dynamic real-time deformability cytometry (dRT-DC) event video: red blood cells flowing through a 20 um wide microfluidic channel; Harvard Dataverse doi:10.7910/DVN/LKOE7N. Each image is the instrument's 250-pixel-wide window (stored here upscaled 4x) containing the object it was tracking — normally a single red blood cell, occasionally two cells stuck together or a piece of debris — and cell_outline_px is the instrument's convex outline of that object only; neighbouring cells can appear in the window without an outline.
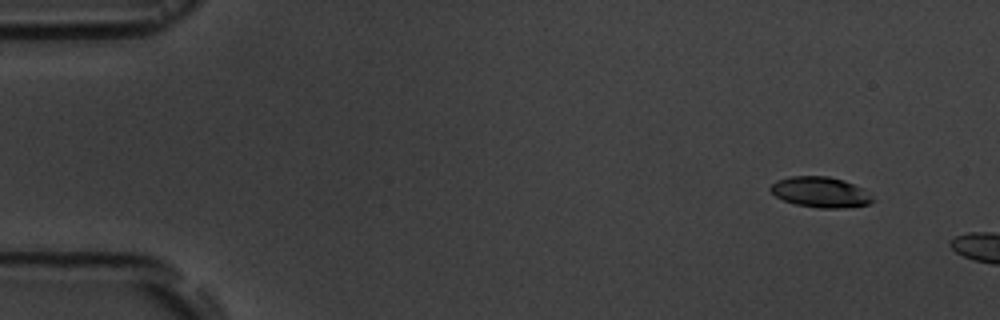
{"species": "common noctule bat (a hibernating species)", "species_latin": "Nyctalus noctula", "temperature_condition": "room temperature", "stored_images_in_passage": 2, "camera_frame_rate_fps": 3000, "um_per_image_px": 0.085, "animal": {"sex": "male", "body_mass_g": 19.5, "forearm_length_mm": 54.6}, "frame": {"image": 1, "passage_image": 1, "time_ms": 0.0, "image_size_px": [1000, 320], "cell_outline_px": [[876, 200], [872, 204], [844, 208], [820, 208], [796, 204], [784, 200], [776, 196], [768, 188], [776, 180], [792, 176], [828, 176], [844, 180], [864, 188]], "centroid_in_image_um": [69.79, 16.33], "position_along_channel_um": 15.2, "area_um2": 18.38}}